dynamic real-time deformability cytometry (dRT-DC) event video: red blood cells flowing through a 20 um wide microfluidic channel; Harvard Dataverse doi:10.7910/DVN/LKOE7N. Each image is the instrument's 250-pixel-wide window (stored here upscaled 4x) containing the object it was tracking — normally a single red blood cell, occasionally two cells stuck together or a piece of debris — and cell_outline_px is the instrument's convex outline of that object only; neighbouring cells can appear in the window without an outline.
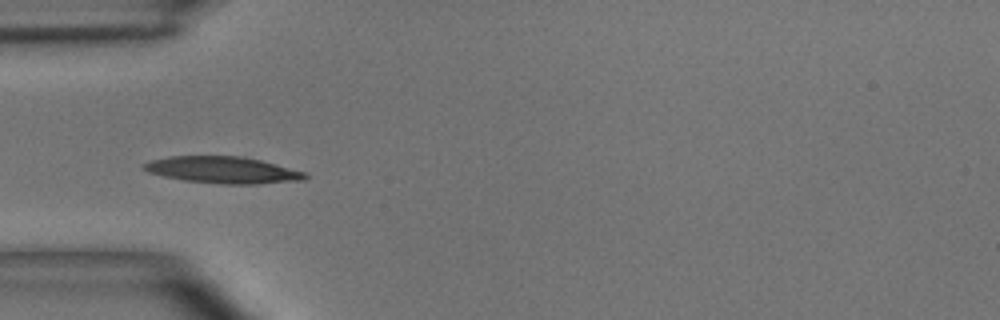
{"species": "common noctule bat (a hibernating species)", "species_latin": "Nyctalus noctula", "temperature_condition": "room temperature", "stored_images_in_passage": 50, "camera_frame_rate_fps": 3000, "um_per_image_px": 0.085, "animal": {"sex": "male", "body_mass_g": 15.6}, "frame": {"image": 1, "passage_image": 15, "time_ms": 4.667, "image_size_px": [1000, 320], "cell_outline_px": [[308, 176], [304, 180], [260, 184], [220, 184], [184, 180], [164, 176], [148, 172], [140, 168], [144, 164], [152, 160], [172, 156], [244, 156], [308, 172]], "centroid_in_image_um": [18.99, 14.45], "position_along_channel_um": 66.0, "area_um2": 25.2}}
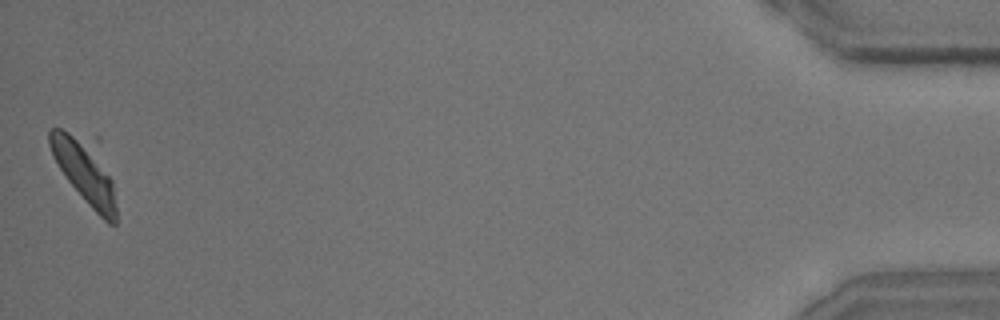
{"frame": {"image": 2, "passage_image": 50, "time_ms": 16.333, "image_size_px": [1000, 320], "cell_outline_px": [[116, 224], [108, 224], [92, 208], [68, 180], [60, 168], [48, 144], [48, 132], [52, 128], [60, 128], [100, 136], [112, 180], [116, 208]], "centroid_in_image_um": [7.27, 14.35], "position_along_channel_um": 427.9, "area_um2": 26.53}, "authors_computed_cell_mechanics": {"area_um2": 22.542, "velocity_mm_per_s": 3.8905, "shape_relaxation_time_tau1_ms": 3.989, "shape_relaxation_time_tau2_ms": 9.632, "deformation_change_tau1": 0.1287, "deformation_change_tau2": 0.1636}}